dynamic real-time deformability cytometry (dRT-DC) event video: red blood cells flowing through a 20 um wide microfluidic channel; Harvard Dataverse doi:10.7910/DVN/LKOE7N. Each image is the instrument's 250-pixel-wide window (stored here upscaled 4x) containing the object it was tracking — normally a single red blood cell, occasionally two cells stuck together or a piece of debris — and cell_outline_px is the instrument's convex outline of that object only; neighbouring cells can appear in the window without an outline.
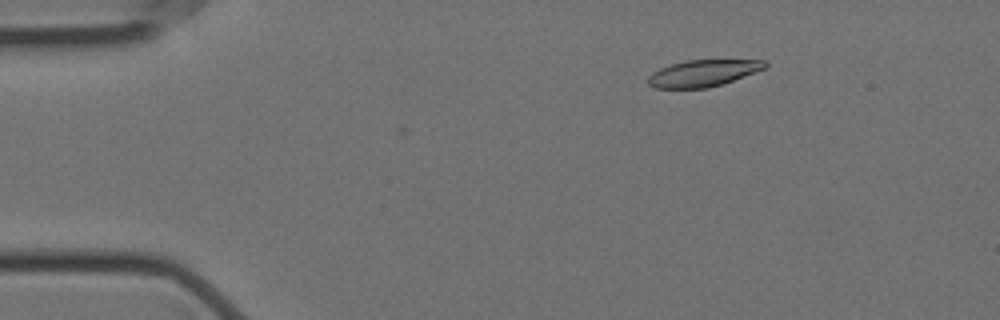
{"species": "Egyptian fruit bat (a non-hibernating species)", "species_latin": "Rousettus aegyptiacus", "temperature_condition": "cold", "stored_images_in_passage": 49, "camera_frame_rate_fps": 3000, "um_per_image_px": 0.085, "animal": {"sex": "female"}, "frame": {"image": 1, "passage_image": 1, "time_ms": 0.0, "image_size_px": [1000, 320], "cell_outline_px": [[768, 68], [724, 84], [708, 88], [656, 88], [648, 84], [648, 76], [652, 72], [660, 68], [672, 64], [688, 60], [768, 60]], "centroid_in_image_um": [59.83, 6.22], "position_along_channel_um": 25.2, "area_um2": 18.38}}
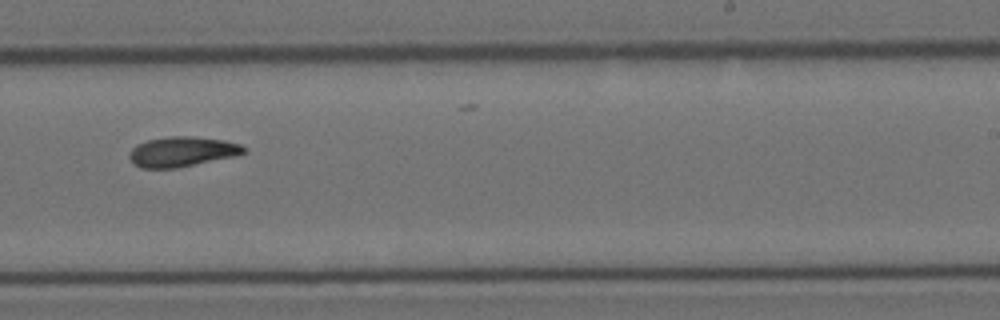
{"frame": {"image": 2, "passage_image": 28, "time_ms": 9.0, "image_size_px": [1000, 320], "cell_outline_px": [[244, 152], [236, 156], [176, 168], [140, 168], [128, 156], [132, 148], [136, 144], [148, 140], [172, 136], [192, 136], [224, 140], [240, 144], [244, 148]], "centroid_in_image_um": [15.46, 12.89], "position_along_channel_um": 273.5, "area_um2": 19.83}}
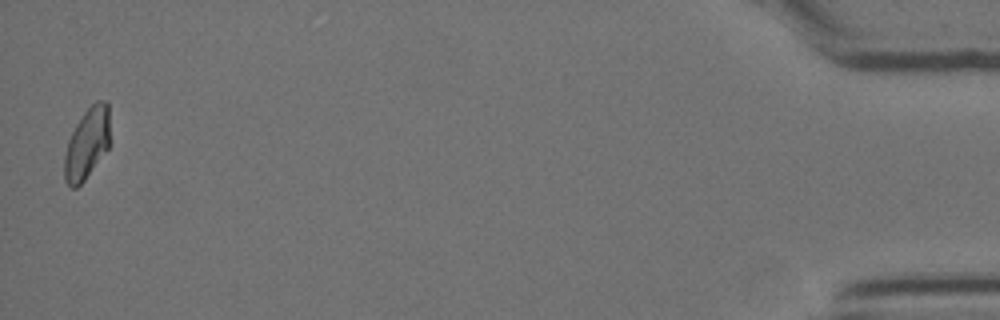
{"frame": {"image": 3, "passage_image": 49, "time_ms": 16.0, "image_size_px": [1000, 320], "cell_outline_px": [[108, 148], [84, 180], [76, 188], [72, 188], [64, 180], [64, 156], [68, 140], [76, 124], [84, 112], [96, 100], [108, 100]], "centroid_in_image_um": [7.37, 12.2], "position_along_channel_um": 427.8, "area_um2": 18.55}, "authors_computed_cell_mechanics": {"area_um2": 19.4208, "velocity_mm_per_s": 3.5113, "shape_relaxation_time_tau1_ms": null, "shape_relaxation_time_tau2_ms": 8.4635, "deformation_change_tau1": null, "deformation_change_tau2": 0.1521}}